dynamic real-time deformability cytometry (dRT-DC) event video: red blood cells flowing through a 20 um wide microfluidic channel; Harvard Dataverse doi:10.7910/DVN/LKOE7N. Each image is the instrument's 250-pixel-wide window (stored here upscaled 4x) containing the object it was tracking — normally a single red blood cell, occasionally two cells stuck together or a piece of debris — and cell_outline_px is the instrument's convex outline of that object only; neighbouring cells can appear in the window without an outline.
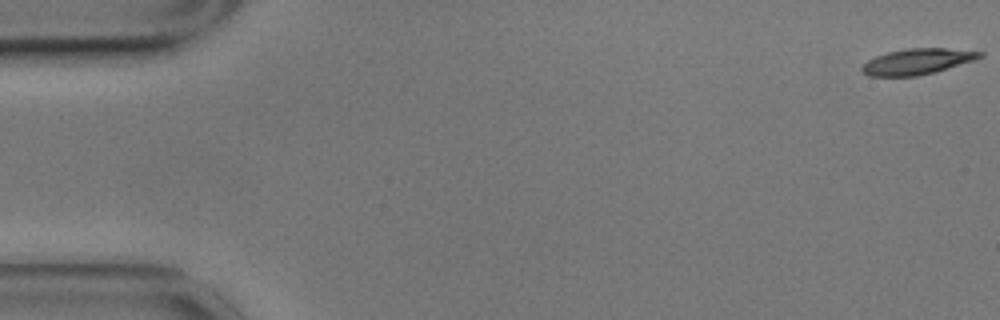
{"species": "common noctule bat (a hibernating species)", "species_latin": "Nyctalus noctula", "temperature_condition": "cold", "stored_images_in_passage": 16, "camera_frame_rate_fps": 3000, "um_per_image_px": 0.085, "animal": {"sex": "male", "body_mass_g": 17.9}, "frame": {"image": 1, "passage_image": 1, "time_ms": 0.0, "image_size_px": [1000, 320], "cell_outline_px": [[984, 56], [976, 60], [932, 72], [916, 76], [868, 76], [860, 68], [868, 60], [876, 56], [888, 52], [908, 48], [944, 48], [984, 52]], "centroid_in_image_um": [77.98, 5.22], "position_along_channel_um": 7.0, "area_um2": 17.51}}
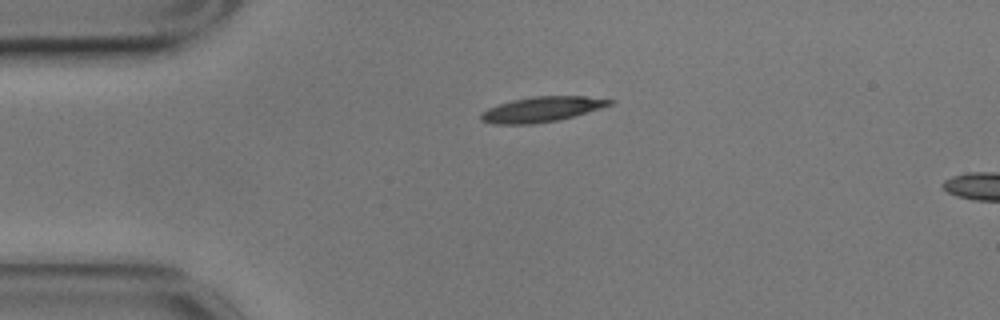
{"frame": {"image": 2, "passage_image": 13, "time_ms": 4.0, "image_size_px": [1000, 320], "cell_outline_px": [[616, 100], [612, 104], [600, 108], [560, 120], [532, 124], [496, 124], [480, 120], [480, 112], [488, 108], [512, 100], [532, 96], [584, 96]], "centroid_in_image_um": [46.04, 9.29], "position_along_channel_um": 39.0, "area_um2": 18.84}}